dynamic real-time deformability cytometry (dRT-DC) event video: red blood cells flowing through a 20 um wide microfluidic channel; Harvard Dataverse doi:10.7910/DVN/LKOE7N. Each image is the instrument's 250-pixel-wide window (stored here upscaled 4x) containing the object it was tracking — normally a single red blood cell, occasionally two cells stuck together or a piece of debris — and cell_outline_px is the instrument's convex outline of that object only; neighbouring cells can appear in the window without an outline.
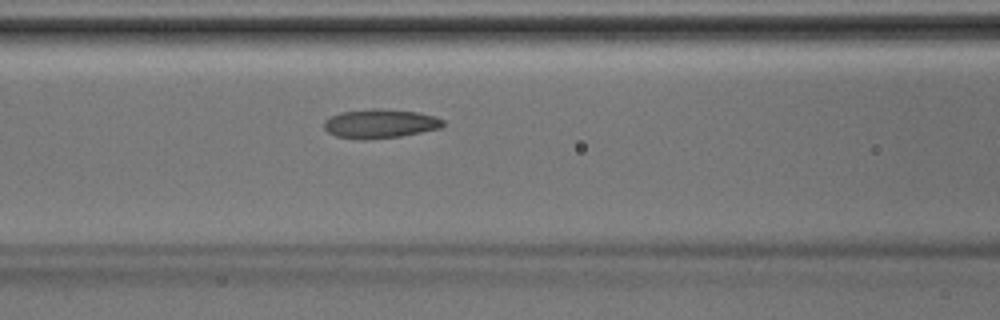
{"species": "Egyptian fruit bat (a non-hibernating species)", "species_latin": "Rousettus aegyptiacus", "temperature_condition": "room temperature", "stored_images_in_passage": 42, "camera_frame_rate_fps": 3000, "um_per_image_px": 0.085, "animal": {"sex": "male"}, "frame": {"image": 1, "passage_image": 18, "time_ms": 5.667, "image_size_px": [1000, 320], "cell_outline_px": [[444, 124], [440, 128], [400, 136], [336, 136], [328, 132], [324, 128], [324, 120], [340, 112], [372, 108], [384, 108], [416, 112], [432, 116], [444, 120]], "centroid_in_image_um": [32.33, 10.45], "position_along_channel_um": 134.3, "area_um2": 19.13}}
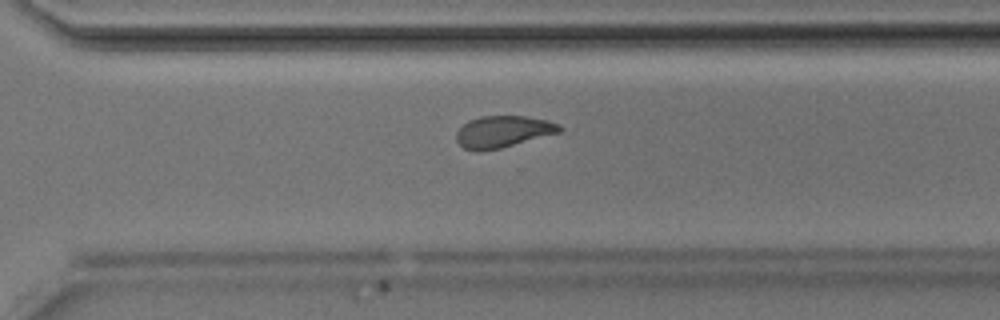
{"frame": {"image": 2, "passage_image": 30, "time_ms": 9.667, "image_size_px": [1000, 320], "cell_outline_px": [[564, 128], [560, 132], [500, 148], [480, 152], [476, 152], [464, 148], [456, 140], [456, 132], [468, 120], [480, 116], [528, 116], [548, 120], [560, 124]], "centroid_in_image_um": [42.75, 11.18], "position_along_channel_um": 327.8, "area_um2": 19.19}}
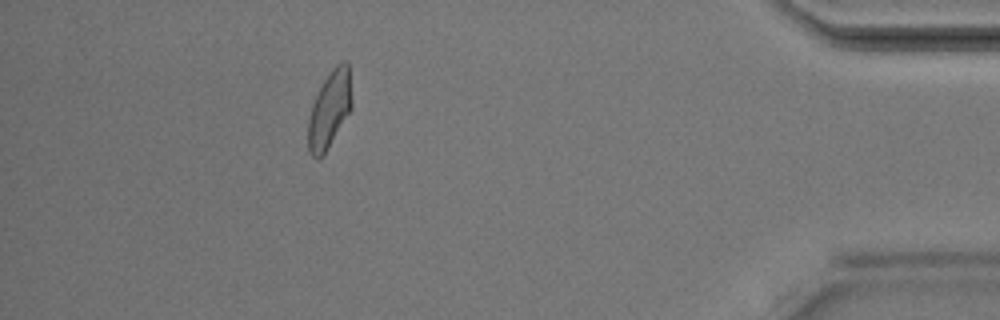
{"frame": {"image": 3, "passage_image": 38, "time_ms": 12.333, "image_size_px": [1000, 320], "cell_outline_px": [[352, 108], [324, 152], [316, 160], [312, 156], [308, 148], [308, 120], [312, 104], [324, 80], [332, 68], [336, 64], [344, 60], [348, 60], [352, 100]], "centroid_in_image_um": [28.02, 9.25], "position_along_channel_um": 407.2, "area_um2": 19.25}}